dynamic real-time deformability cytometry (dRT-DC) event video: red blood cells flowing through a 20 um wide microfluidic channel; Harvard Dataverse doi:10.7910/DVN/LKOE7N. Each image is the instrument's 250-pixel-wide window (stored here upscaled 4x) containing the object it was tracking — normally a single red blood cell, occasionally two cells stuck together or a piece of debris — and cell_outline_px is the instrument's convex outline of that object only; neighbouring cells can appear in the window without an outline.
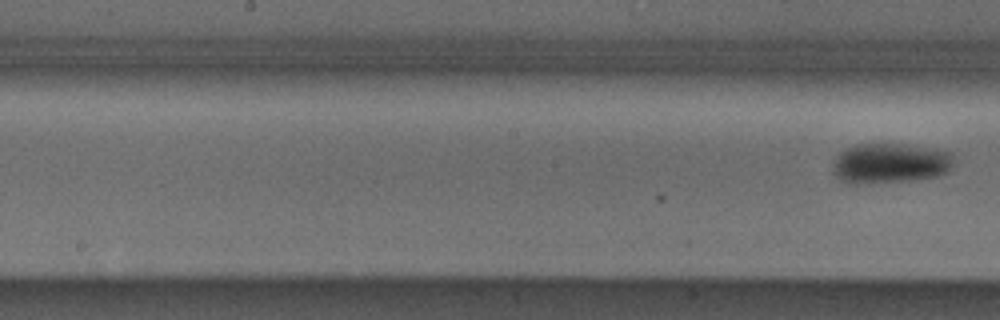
{"species": "Egyptian fruit bat (a non-hibernating species)", "species_latin": "Rousettus aegyptiacus", "temperature_condition": "cold", "stored_images_in_passage": 8, "segment_of_instrument_passage": [2, 2], "camera_frame_rate_fps": 3000, "um_per_image_px": 0.085, "animal": {"sex": "male"}, "frame": {"image": 1, "passage_image": 8, "time_ms": 2.333, "image_size_px": [1000, 320], "cell_outline_px": [[952, 168], [948, 172], [936, 176], [912, 180], [864, 184], [852, 184], [840, 180], [832, 172], [832, 168], [836, 156], [840, 152], [856, 144], [908, 144], [936, 148], [952, 152]], "centroid_in_image_um": [75.66, 13.87], "position_along_channel_um": 172.5, "area_um2": 28.67}}